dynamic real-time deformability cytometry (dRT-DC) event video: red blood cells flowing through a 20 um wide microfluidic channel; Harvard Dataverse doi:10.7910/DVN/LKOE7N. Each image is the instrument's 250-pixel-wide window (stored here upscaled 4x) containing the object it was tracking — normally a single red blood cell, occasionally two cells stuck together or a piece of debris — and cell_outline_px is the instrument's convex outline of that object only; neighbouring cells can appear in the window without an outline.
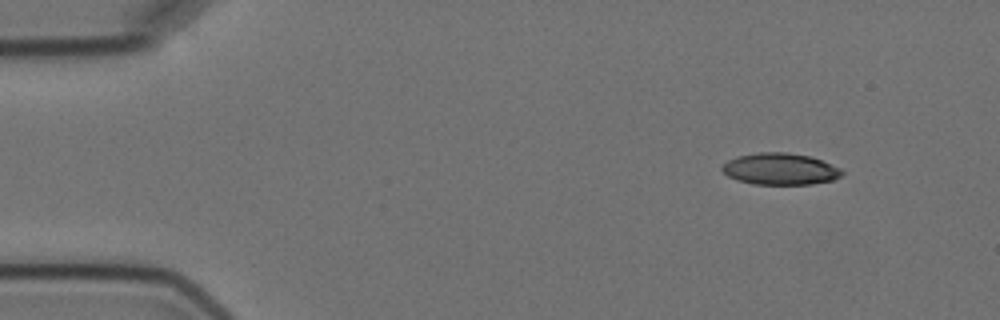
{"species": "Egyptian fruit bat (a non-hibernating species)", "species_latin": "Rousettus aegyptiacus", "temperature_condition": "cold", "stored_images_in_passage": 4, "camera_frame_rate_fps": 3000, "um_per_image_px": 0.085, "animal": {"sex": "female"}, "frame": {"image": 1, "passage_image": 1, "time_ms": 0.0, "image_size_px": [1000, 320], "cell_outline_px": [[844, 172], [840, 176], [832, 180], [812, 184], [752, 184], [736, 180], [728, 176], [720, 168], [728, 160], [736, 156], [760, 152], [788, 152], [808, 156], [820, 160], [840, 168]], "centroid_in_image_um": [66.28, 14.36], "position_along_channel_um": 18.7, "area_um2": 22.02}}
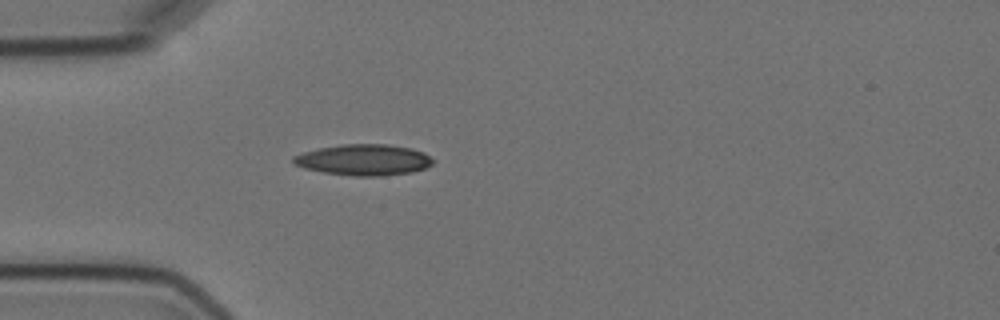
{"frame": {"image": 2, "passage_image": 4, "time_ms": 3.333, "image_size_px": [1000, 320], "cell_outline_px": [[432, 164], [424, 168], [412, 172], [384, 176], [352, 176], [324, 172], [304, 168], [296, 164], [292, 160], [292, 156], [304, 152], [320, 148], [344, 144], [388, 144], [412, 148], [424, 152], [432, 160]], "centroid_in_image_um": [30.93, 13.59], "position_along_channel_um": 54.1, "area_um2": 25.14}}